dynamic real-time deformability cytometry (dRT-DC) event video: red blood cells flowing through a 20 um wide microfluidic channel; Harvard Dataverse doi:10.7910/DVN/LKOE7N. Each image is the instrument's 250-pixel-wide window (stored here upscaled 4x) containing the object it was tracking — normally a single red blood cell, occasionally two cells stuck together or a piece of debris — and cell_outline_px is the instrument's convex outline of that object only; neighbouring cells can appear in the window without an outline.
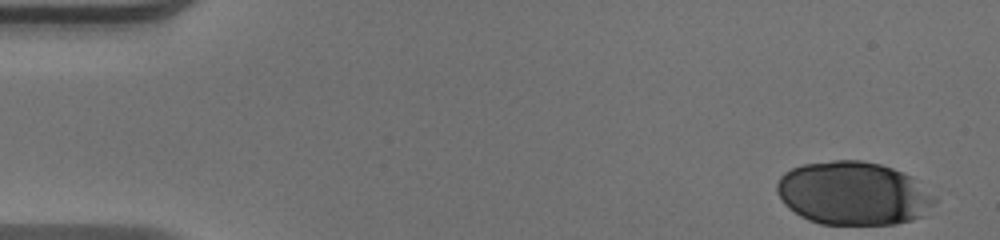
{"species": "human", "species_latin": "Homo sapiens", "temperature_condition": "warm", "stored_images_in_passage": 48, "camera_frame_rate_fps": 3000, "um_per_image_px": 0.085, "donor": {"sex": "male"}, "frame": {"image": 1, "passage_image": 1, "time_ms": 0.0, "image_size_px": [1000, 240], "cell_outline_px": [[940, 200], [924, 216], [912, 220], [896, 224], [820, 224], [808, 220], [800, 216], [788, 208], [784, 204], [776, 192], [776, 184], [780, 176], [784, 172], [792, 168], [804, 164], [832, 160], [860, 160], [880, 164], [892, 168], [912, 176], [936, 196]], "centroid_in_image_um": [72.56, 16.44], "position_along_channel_um": 12.4, "area_um2": 59.01}}